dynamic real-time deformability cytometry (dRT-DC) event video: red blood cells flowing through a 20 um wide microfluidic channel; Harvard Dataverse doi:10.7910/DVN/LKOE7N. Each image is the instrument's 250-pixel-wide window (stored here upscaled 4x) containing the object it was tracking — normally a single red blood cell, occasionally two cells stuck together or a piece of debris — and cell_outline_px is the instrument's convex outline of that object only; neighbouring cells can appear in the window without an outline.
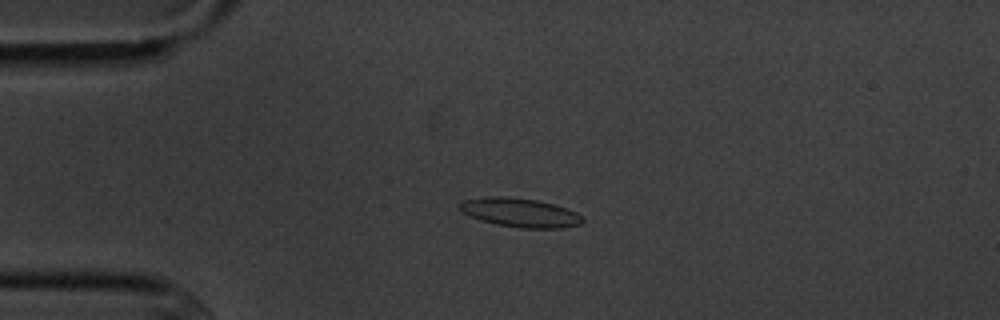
{"species": "common noctule bat (a hibernating species)", "species_latin": "Nyctalus noctula", "temperature_condition": "cold", "stored_images_in_passage": 5, "camera_frame_rate_fps": 3000, "um_per_image_px": 0.085, "animal": {"sex": "male", "body_mass_g": 20.1, "forearm_length_mm": 53.5}, "frame": {"image": 1, "passage_image": 4, "time_ms": 3.667, "image_size_px": [1000, 320], "cell_outline_px": [[584, 220], [580, 224], [560, 228], [520, 228], [480, 220], [460, 212], [460, 204], [464, 200], [488, 196], [504, 196], [536, 200], [552, 204], [576, 212]], "centroid_in_image_um": [44.17, 18.07], "position_along_channel_um": 40.8, "area_um2": 20.4}}